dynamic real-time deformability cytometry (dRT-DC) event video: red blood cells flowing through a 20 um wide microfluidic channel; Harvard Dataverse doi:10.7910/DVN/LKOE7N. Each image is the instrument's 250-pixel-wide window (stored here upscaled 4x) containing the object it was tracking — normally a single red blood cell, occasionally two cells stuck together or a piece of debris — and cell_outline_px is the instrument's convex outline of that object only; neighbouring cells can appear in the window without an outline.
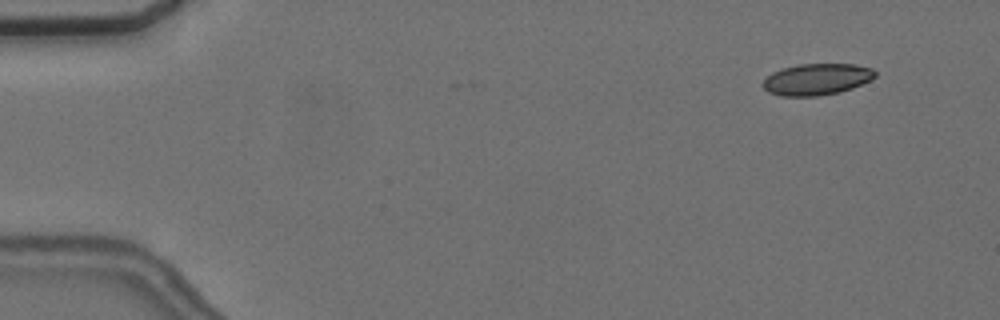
{"species": "common noctule bat (a hibernating species)", "species_latin": "Nyctalus noctula", "temperature_condition": "cold", "stored_images_in_passage": 10, "camera_frame_rate_fps": 3000, "um_per_image_px": 0.085, "animal": {"sex": "female", "body_mass_g": 24.6, "forearm_length_mm": 56.2}, "frame": {"image": 1, "passage_image": 2, "time_ms": 1.333, "image_size_px": [1000, 320], "cell_outline_px": [[876, 76], [872, 80], [852, 88], [840, 92], [816, 96], [780, 96], [768, 92], [760, 84], [772, 72], [784, 68], [800, 64], [856, 64], [872, 68], [876, 72]], "centroid_in_image_um": [69.44, 6.74], "position_along_channel_um": 15.6, "area_um2": 20.69}}
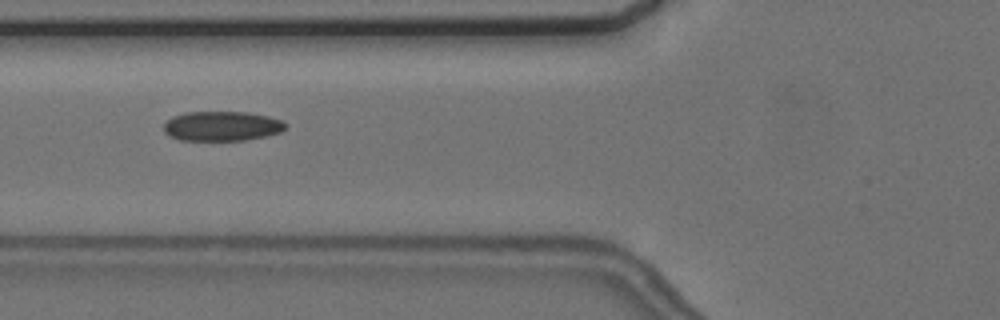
{"frame": {"image": 2, "passage_image": 6, "time_ms": 7.0, "image_size_px": [1000, 320], "cell_outline_px": [[288, 124], [280, 132], [264, 136], [244, 140], [180, 140], [168, 136], [164, 132], [164, 124], [172, 116], [184, 112], [248, 112], [268, 116], [280, 120]], "centroid_in_image_um": [18.82, 10.71], "position_along_channel_um": 107.0, "area_um2": 21.04}}